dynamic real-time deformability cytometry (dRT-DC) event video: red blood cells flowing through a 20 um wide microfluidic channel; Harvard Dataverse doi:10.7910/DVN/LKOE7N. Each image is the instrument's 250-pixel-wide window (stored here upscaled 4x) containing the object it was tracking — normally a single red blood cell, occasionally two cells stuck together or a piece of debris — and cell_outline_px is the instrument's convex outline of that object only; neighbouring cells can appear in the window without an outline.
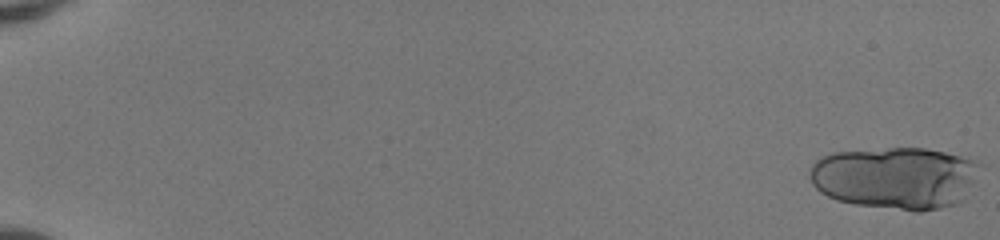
{"species": "human", "species_latin": "Homo sapiens", "temperature_condition": "room temperature", "stored_images_in_passage": 21, "camera_frame_rate_fps": 3000, "um_per_image_px": 0.085, "donor": {"sex": "female"}, "frame": {"image": 1, "passage_image": 1, "time_ms": 0.0, "image_size_px": [1000, 240], "cell_outline_px": [[984, 164], [964, 200], [956, 204], [940, 208], [920, 212], [916, 212], [856, 204], [836, 200], [820, 192], [812, 184], [808, 176], [808, 172], [812, 164], [816, 160], [832, 152], [888, 148], [924, 148], [944, 152], [976, 160]], "centroid_in_image_um": [76.13, 15.12], "position_along_channel_um": 8.9, "area_um2": 62.48}}